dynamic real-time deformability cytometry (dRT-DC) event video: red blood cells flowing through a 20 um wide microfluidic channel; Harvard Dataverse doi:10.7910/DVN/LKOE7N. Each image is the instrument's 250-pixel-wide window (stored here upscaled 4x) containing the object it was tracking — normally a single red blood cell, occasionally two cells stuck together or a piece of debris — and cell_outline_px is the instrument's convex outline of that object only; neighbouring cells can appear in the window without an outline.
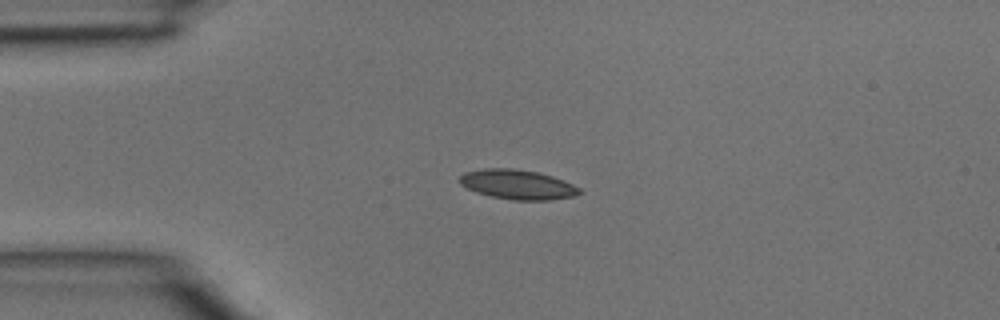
{"species": "common noctule bat (a hibernating species)", "species_latin": "Nyctalus noctula", "temperature_condition": "room temperature", "stored_images_in_passage": 2, "camera_frame_rate_fps": 3000, "um_per_image_px": 0.085, "animal": {"sex": "male", "body_mass_g": 15.6}, "frame": {"image": 1, "passage_image": 1, "time_ms": 0.0, "image_size_px": [1000, 320], "cell_outline_px": [[584, 192], [572, 196], [548, 200], [516, 200], [492, 196], [476, 192], [460, 184], [460, 176], [464, 172], [484, 168], [512, 168], [536, 172], [552, 176], [564, 180], [580, 188]], "centroid_in_image_um": [44.0, 15.67], "position_along_channel_um": 41.0, "area_um2": 20.52}}